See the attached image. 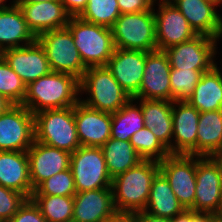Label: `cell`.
Returning <instances> with one entry per match:
<instances>
[{
    "label": "cell",
    "instance_id": "obj_1",
    "mask_svg": "<svg viewBox=\"0 0 222 222\" xmlns=\"http://www.w3.org/2000/svg\"><path fill=\"white\" fill-rule=\"evenodd\" d=\"M160 171L155 160H142L112 179L113 203L118 214L144 211L154 177Z\"/></svg>",
    "mask_w": 222,
    "mask_h": 222
},
{
    "label": "cell",
    "instance_id": "obj_2",
    "mask_svg": "<svg viewBox=\"0 0 222 222\" xmlns=\"http://www.w3.org/2000/svg\"><path fill=\"white\" fill-rule=\"evenodd\" d=\"M79 101V79L67 73L51 72L26 86L21 105L36 114L47 109L74 107Z\"/></svg>",
    "mask_w": 222,
    "mask_h": 222
},
{
    "label": "cell",
    "instance_id": "obj_3",
    "mask_svg": "<svg viewBox=\"0 0 222 222\" xmlns=\"http://www.w3.org/2000/svg\"><path fill=\"white\" fill-rule=\"evenodd\" d=\"M79 87L81 102L90 108L111 114L132 98L106 66L89 67L79 80Z\"/></svg>",
    "mask_w": 222,
    "mask_h": 222
},
{
    "label": "cell",
    "instance_id": "obj_4",
    "mask_svg": "<svg viewBox=\"0 0 222 222\" xmlns=\"http://www.w3.org/2000/svg\"><path fill=\"white\" fill-rule=\"evenodd\" d=\"M66 27L87 68L107 65L115 50L111 28L93 24L79 16L70 17Z\"/></svg>",
    "mask_w": 222,
    "mask_h": 222
},
{
    "label": "cell",
    "instance_id": "obj_5",
    "mask_svg": "<svg viewBox=\"0 0 222 222\" xmlns=\"http://www.w3.org/2000/svg\"><path fill=\"white\" fill-rule=\"evenodd\" d=\"M35 141L73 153L81 145L74 107L47 109L34 114Z\"/></svg>",
    "mask_w": 222,
    "mask_h": 222
},
{
    "label": "cell",
    "instance_id": "obj_6",
    "mask_svg": "<svg viewBox=\"0 0 222 222\" xmlns=\"http://www.w3.org/2000/svg\"><path fill=\"white\" fill-rule=\"evenodd\" d=\"M111 29L115 48L144 52L157 50L153 8L138 13L121 14Z\"/></svg>",
    "mask_w": 222,
    "mask_h": 222
},
{
    "label": "cell",
    "instance_id": "obj_7",
    "mask_svg": "<svg viewBox=\"0 0 222 222\" xmlns=\"http://www.w3.org/2000/svg\"><path fill=\"white\" fill-rule=\"evenodd\" d=\"M36 40L42 45L52 72L67 73L79 80L82 78L88 68L83 64L67 27L44 32Z\"/></svg>",
    "mask_w": 222,
    "mask_h": 222
},
{
    "label": "cell",
    "instance_id": "obj_8",
    "mask_svg": "<svg viewBox=\"0 0 222 222\" xmlns=\"http://www.w3.org/2000/svg\"><path fill=\"white\" fill-rule=\"evenodd\" d=\"M70 169L77 192L112 188L101 147L80 146L71 153Z\"/></svg>",
    "mask_w": 222,
    "mask_h": 222
},
{
    "label": "cell",
    "instance_id": "obj_9",
    "mask_svg": "<svg viewBox=\"0 0 222 222\" xmlns=\"http://www.w3.org/2000/svg\"><path fill=\"white\" fill-rule=\"evenodd\" d=\"M219 42L218 39L206 35H197L189 41L165 49L164 52L171 68L195 69L205 73L219 63L216 62L219 57L217 55L221 54L218 51Z\"/></svg>",
    "mask_w": 222,
    "mask_h": 222
},
{
    "label": "cell",
    "instance_id": "obj_10",
    "mask_svg": "<svg viewBox=\"0 0 222 222\" xmlns=\"http://www.w3.org/2000/svg\"><path fill=\"white\" fill-rule=\"evenodd\" d=\"M175 196L185 210H193L196 194V156L170 154L158 162Z\"/></svg>",
    "mask_w": 222,
    "mask_h": 222
},
{
    "label": "cell",
    "instance_id": "obj_11",
    "mask_svg": "<svg viewBox=\"0 0 222 222\" xmlns=\"http://www.w3.org/2000/svg\"><path fill=\"white\" fill-rule=\"evenodd\" d=\"M35 140L34 114L11 105L0 115V151H27Z\"/></svg>",
    "mask_w": 222,
    "mask_h": 222
},
{
    "label": "cell",
    "instance_id": "obj_12",
    "mask_svg": "<svg viewBox=\"0 0 222 222\" xmlns=\"http://www.w3.org/2000/svg\"><path fill=\"white\" fill-rule=\"evenodd\" d=\"M153 10L156 22L157 50L164 51L197 36L186 18L171 1L154 2Z\"/></svg>",
    "mask_w": 222,
    "mask_h": 222
},
{
    "label": "cell",
    "instance_id": "obj_13",
    "mask_svg": "<svg viewBox=\"0 0 222 222\" xmlns=\"http://www.w3.org/2000/svg\"><path fill=\"white\" fill-rule=\"evenodd\" d=\"M222 195V175L211 157L196 156V194L193 211L215 213Z\"/></svg>",
    "mask_w": 222,
    "mask_h": 222
},
{
    "label": "cell",
    "instance_id": "obj_14",
    "mask_svg": "<svg viewBox=\"0 0 222 222\" xmlns=\"http://www.w3.org/2000/svg\"><path fill=\"white\" fill-rule=\"evenodd\" d=\"M170 72L169 59L163 50L148 52L141 86L132 98L171 101Z\"/></svg>",
    "mask_w": 222,
    "mask_h": 222
},
{
    "label": "cell",
    "instance_id": "obj_15",
    "mask_svg": "<svg viewBox=\"0 0 222 222\" xmlns=\"http://www.w3.org/2000/svg\"><path fill=\"white\" fill-rule=\"evenodd\" d=\"M0 55L26 86L52 72L45 51L37 40L26 46L4 50Z\"/></svg>",
    "mask_w": 222,
    "mask_h": 222
},
{
    "label": "cell",
    "instance_id": "obj_16",
    "mask_svg": "<svg viewBox=\"0 0 222 222\" xmlns=\"http://www.w3.org/2000/svg\"><path fill=\"white\" fill-rule=\"evenodd\" d=\"M200 112L187 101H172V154L197 156V127Z\"/></svg>",
    "mask_w": 222,
    "mask_h": 222
},
{
    "label": "cell",
    "instance_id": "obj_17",
    "mask_svg": "<svg viewBox=\"0 0 222 222\" xmlns=\"http://www.w3.org/2000/svg\"><path fill=\"white\" fill-rule=\"evenodd\" d=\"M74 118L81 146L101 147L111 138L112 114L93 109L79 101Z\"/></svg>",
    "mask_w": 222,
    "mask_h": 222
},
{
    "label": "cell",
    "instance_id": "obj_18",
    "mask_svg": "<svg viewBox=\"0 0 222 222\" xmlns=\"http://www.w3.org/2000/svg\"><path fill=\"white\" fill-rule=\"evenodd\" d=\"M27 154L33 190L51 176L70 168L71 153L35 140Z\"/></svg>",
    "mask_w": 222,
    "mask_h": 222
},
{
    "label": "cell",
    "instance_id": "obj_19",
    "mask_svg": "<svg viewBox=\"0 0 222 222\" xmlns=\"http://www.w3.org/2000/svg\"><path fill=\"white\" fill-rule=\"evenodd\" d=\"M141 50L115 48L106 67L120 86L133 97L141 86L144 75L146 54Z\"/></svg>",
    "mask_w": 222,
    "mask_h": 222
},
{
    "label": "cell",
    "instance_id": "obj_20",
    "mask_svg": "<svg viewBox=\"0 0 222 222\" xmlns=\"http://www.w3.org/2000/svg\"><path fill=\"white\" fill-rule=\"evenodd\" d=\"M197 35L222 39V14L206 0H171ZM218 9V10H217Z\"/></svg>",
    "mask_w": 222,
    "mask_h": 222
},
{
    "label": "cell",
    "instance_id": "obj_21",
    "mask_svg": "<svg viewBox=\"0 0 222 222\" xmlns=\"http://www.w3.org/2000/svg\"><path fill=\"white\" fill-rule=\"evenodd\" d=\"M73 198L72 222H105L118 214L113 203L112 188L77 192Z\"/></svg>",
    "mask_w": 222,
    "mask_h": 222
},
{
    "label": "cell",
    "instance_id": "obj_22",
    "mask_svg": "<svg viewBox=\"0 0 222 222\" xmlns=\"http://www.w3.org/2000/svg\"><path fill=\"white\" fill-rule=\"evenodd\" d=\"M20 9L36 38L44 32L66 27L71 17L60 0L25 4Z\"/></svg>",
    "mask_w": 222,
    "mask_h": 222
},
{
    "label": "cell",
    "instance_id": "obj_23",
    "mask_svg": "<svg viewBox=\"0 0 222 222\" xmlns=\"http://www.w3.org/2000/svg\"><path fill=\"white\" fill-rule=\"evenodd\" d=\"M0 185L31 199L34 190L27 151H0Z\"/></svg>",
    "mask_w": 222,
    "mask_h": 222
},
{
    "label": "cell",
    "instance_id": "obj_24",
    "mask_svg": "<svg viewBox=\"0 0 222 222\" xmlns=\"http://www.w3.org/2000/svg\"><path fill=\"white\" fill-rule=\"evenodd\" d=\"M142 109L144 125L172 154L173 118L172 101L135 99Z\"/></svg>",
    "mask_w": 222,
    "mask_h": 222
},
{
    "label": "cell",
    "instance_id": "obj_25",
    "mask_svg": "<svg viewBox=\"0 0 222 222\" xmlns=\"http://www.w3.org/2000/svg\"><path fill=\"white\" fill-rule=\"evenodd\" d=\"M35 40L20 7L9 4L0 9V54L7 49L29 45Z\"/></svg>",
    "mask_w": 222,
    "mask_h": 222
},
{
    "label": "cell",
    "instance_id": "obj_26",
    "mask_svg": "<svg viewBox=\"0 0 222 222\" xmlns=\"http://www.w3.org/2000/svg\"><path fill=\"white\" fill-rule=\"evenodd\" d=\"M222 62V61H221ZM202 74L187 102L200 113L222 110V64Z\"/></svg>",
    "mask_w": 222,
    "mask_h": 222
},
{
    "label": "cell",
    "instance_id": "obj_27",
    "mask_svg": "<svg viewBox=\"0 0 222 222\" xmlns=\"http://www.w3.org/2000/svg\"><path fill=\"white\" fill-rule=\"evenodd\" d=\"M184 210L172 191L169 182L159 171L152 181L149 198L144 211L155 216L173 219Z\"/></svg>",
    "mask_w": 222,
    "mask_h": 222
},
{
    "label": "cell",
    "instance_id": "obj_28",
    "mask_svg": "<svg viewBox=\"0 0 222 222\" xmlns=\"http://www.w3.org/2000/svg\"><path fill=\"white\" fill-rule=\"evenodd\" d=\"M222 146V110L200 113L197 127V156L211 157Z\"/></svg>",
    "mask_w": 222,
    "mask_h": 222
},
{
    "label": "cell",
    "instance_id": "obj_29",
    "mask_svg": "<svg viewBox=\"0 0 222 222\" xmlns=\"http://www.w3.org/2000/svg\"><path fill=\"white\" fill-rule=\"evenodd\" d=\"M101 149L112 179L143 160L129 141L110 138Z\"/></svg>",
    "mask_w": 222,
    "mask_h": 222
},
{
    "label": "cell",
    "instance_id": "obj_30",
    "mask_svg": "<svg viewBox=\"0 0 222 222\" xmlns=\"http://www.w3.org/2000/svg\"><path fill=\"white\" fill-rule=\"evenodd\" d=\"M144 126L141 105L131 98L121 109L112 113L111 138L129 141Z\"/></svg>",
    "mask_w": 222,
    "mask_h": 222
},
{
    "label": "cell",
    "instance_id": "obj_31",
    "mask_svg": "<svg viewBox=\"0 0 222 222\" xmlns=\"http://www.w3.org/2000/svg\"><path fill=\"white\" fill-rule=\"evenodd\" d=\"M47 222H72L74 198L68 196L32 195Z\"/></svg>",
    "mask_w": 222,
    "mask_h": 222
},
{
    "label": "cell",
    "instance_id": "obj_32",
    "mask_svg": "<svg viewBox=\"0 0 222 222\" xmlns=\"http://www.w3.org/2000/svg\"><path fill=\"white\" fill-rule=\"evenodd\" d=\"M129 142L143 160L160 162L171 154L146 126L134 133Z\"/></svg>",
    "mask_w": 222,
    "mask_h": 222
},
{
    "label": "cell",
    "instance_id": "obj_33",
    "mask_svg": "<svg viewBox=\"0 0 222 222\" xmlns=\"http://www.w3.org/2000/svg\"><path fill=\"white\" fill-rule=\"evenodd\" d=\"M120 15L117 0H88L79 17L93 24L112 28Z\"/></svg>",
    "mask_w": 222,
    "mask_h": 222
},
{
    "label": "cell",
    "instance_id": "obj_34",
    "mask_svg": "<svg viewBox=\"0 0 222 222\" xmlns=\"http://www.w3.org/2000/svg\"><path fill=\"white\" fill-rule=\"evenodd\" d=\"M202 72L195 69L171 68L170 88L171 101H187L193 94Z\"/></svg>",
    "mask_w": 222,
    "mask_h": 222
},
{
    "label": "cell",
    "instance_id": "obj_35",
    "mask_svg": "<svg viewBox=\"0 0 222 222\" xmlns=\"http://www.w3.org/2000/svg\"><path fill=\"white\" fill-rule=\"evenodd\" d=\"M0 94L12 105H21L26 96V84L0 55Z\"/></svg>",
    "mask_w": 222,
    "mask_h": 222
},
{
    "label": "cell",
    "instance_id": "obj_36",
    "mask_svg": "<svg viewBox=\"0 0 222 222\" xmlns=\"http://www.w3.org/2000/svg\"><path fill=\"white\" fill-rule=\"evenodd\" d=\"M77 193L71 169L59 172L43 181L32 195L73 197Z\"/></svg>",
    "mask_w": 222,
    "mask_h": 222
},
{
    "label": "cell",
    "instance_id": "obj_37",
    "mask_svg": "<svg viewBox=\"0 0 222 222\" xmlns=\"http://www.w3.org/2000/svg\"><path fill=\"white\" fill-rule=\"evenodd\" d=\"M27 199L24 194L0 185V222H8Z\"/></svg>",
    "mask_w": 222,
    "mask_h": 222
},
{
    "label": "cell",
    "instance_id": "obj_38",
    "mask_svg": "<svg viewBox=\"0 0 222 222\" xmlns=\"http://www.w3.org/2000/svg\"><path fill=\"white\" fill-rule=\"evenodd\" d=\"M8 222H47L39 207L32 199H27Z\"/></svg>",
    "mask_w": 222,
    "mask_h": 222
},
{
    "label": "cell",
    "instance_id": "obj_39",
    "mask_svg": "<svg viewBox=\"0 0 222 222\" xmlns=\"http://www.w3.org/2000/svg\"><path fill=\"white\" fill-rule=\"evenodd\" d=\"M121 14L138 13L153 8V0H117Z\"/></svg>",
    "mask_w": 222,
    "mask_h": 222
},
{
    "label": "cell",
    "instance_id": "obj_40",
    "mask_svg": "<svg viewBox=\"0 0 222 222\" xmlns=\"http://www.w3.org/2000/svg\"><path fill=\"white\" fill-rule=\"evenodd\" d=\"M172 222H207V213L184 210L172 219Z\"/></svg>",
    "mask_w": 222,
    "mask_h": 222
},
{
    "label": "cell",
    "instance_id": "obj_41",
    "mask_svg": "<svg viewBox=\"0 0 222 222\" xmlns=\"http://www.w3.org/2000/svg\"><path fill=\"white\" fill-rule=\"evenodd\" d=\"M66 12L71 16H79L86 8L88 0H60Z\"/></svg>",
    "mask_w": 222,
    "mask_h": 222
},
{
    "label": "cell",
    "instance_id": "obj_42",
    "mask_svg": "<svg viewBox=\"0 0 222 222\" xmlns=\"http://www.w3.org/2000/svg\"><path fill=\"white\" fill-rule=\"evenodd\" d=\"M133 216L136 222H172V219L155 216L146 211L137 212Z\"/></svg>",
    "mask_w": 222,
    "mask_h": 222
},
{
    "label": "cell",
    "instance_id": "obj_43",
    "mask_svg": "<svg viewBox=\"0 0 222 222\" xmlns=\"http://www.w3.org/2000/svg\"><path fill=\"white\" fill-rule=\"evenodd\" d=\"M105 222H136L133 215L117 214L114 218Z\"/></svg>",
    "mask_w": 222,
    "mask_h": 222
},
{
    "label": "cell",
    "instance_id": "obj_44",
    "mask_svg": "<svg viewBox=\"0 0 222 222\" xmlns=\"http://www.w3.org/2000/svg\"><path fill=\"white\" fill-rule=\"evenodd\" d=\"M46 1H51V0H9V3L21 7L22 5L25 4H32V3H38V2H46Z\"/></svg>",
    "mask_w": 222,
    "mask_h": 222
},
{
    "label": "cell",
    "instance_id": "obj_45",
    "mask_svg": "<svg viewBox=\"0 0 222 222\" xmlns=\"http://www.w3.org/2000/svg\"><path fill=\"white\" fill-rule=\"evenodd\" d=\"M12 104L0 94V115L4 113Z\"/></svg>",
    "mask_w": 222,
    "mask_h": 222
},
{
    "label": "cell",
    "instance_id": "obj_46",
    "mask_svg": "<svg viewBox=\"0 0 222 222\" xmlns=\"http://www.w3.org/2000/svg\"><path fill=\"white\" fill-rule=\"evenodd\" d=\"M215 163L219 166L222 175V152H217L211 156Z\"/></svg>",
    "mask_w": 222,
    "mask_h": 222
},
{
    "label": "cell",
    "instance_id": "obj_47",
    "mask_svg": "<svg viewBox=\"0 0 222 222\" xmlns=\"http://www.w3.org/2000/svg\"><path fill=\"white\" fill-rule=\"evenodd\" d=\"M207 222H222V218L218 217L214 213H207Z\"/></svg>",
    "mask_w": 222,
    "mask_h": 222
},
{
    "label": "cell",
    "instance_id": "obj_48",
    "mask_svg": "<svg viewBox=\"0 0 222 222\" xmlns=\"http://www.w3.org/2000/svg\"><path fill=\"white\" fill-rule=\"evenodd\" d=\"M214 214L217 215L218 217L222 218V195L220 198V203H219L218 209L216 210V212Z\"/></svg>",
    "mask_w": 222,
    "mask_h": 222
},
{
    "label": "cell",
    "instance_id": "obj_49",
    "mask_svg": "<svg viewBox=\"0 0 222 222\" xmlns=\"http://www.w3.org/2000/svg\"><path fill=\"white\" fill-rule=\"evenodd\" d=\"M212 4H214L217 7H220V4L222 3V0H206Z\"/></svg>",
    "mask_w": 222,
    "mask_h": 222
},
{
    "label": "cell",
    "instance_id": "obj_50",
    "mask_svg": "<svg viewBox=\"0 0 222 222\" xmlns=\"http://www.w3.org/2000/svg\"><path fill=\"white\" fill-rule=\"evenodd\" d=\"M7 1L8 0H0V9H3L10 4V3L7 4Z\"/></svg>",
    "mask_w": 222,
    "mask_h": 222
},
{
    "label": "cell",
    "instance_id": "obj_51",
    "mask_svg": "<svg viewBox=\"0 0 222 222\" xmlns=\"http://www.w3.org/2000/svg\"><path fill=\"white\" fill-rule=\"evenodd\" d=\"M171 0H158V2H170Z\"/></svg>",
    "mask_w": 222,
    "mask_h": 222
}]
</instances>
